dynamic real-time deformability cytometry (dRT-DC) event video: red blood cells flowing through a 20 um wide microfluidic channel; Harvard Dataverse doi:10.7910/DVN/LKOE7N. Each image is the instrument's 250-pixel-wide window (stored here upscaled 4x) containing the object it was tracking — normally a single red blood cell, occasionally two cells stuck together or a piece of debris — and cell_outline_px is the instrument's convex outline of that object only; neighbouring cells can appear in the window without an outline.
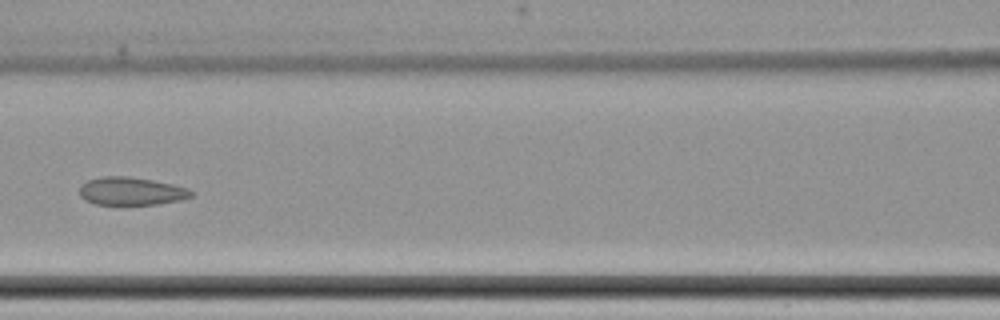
{"species": "common noctule bat (a hibernating species)", "species_latin": "Nyctalus noctula", "temperature_condition": "cold", "stored_images_in_passage": 12, "camera_frame_rate_fps": 3000, "um_per_image_px": 0.085, "animal": {"sex": "female", "body_mass_g": 22.7, "forearm_length_mm": 54.2}, "frame": {"image": 1, "passage_image": 4, "time_ms": 3.667, "image_size_px": [1000, 320], "cell_outline_px": [[196, 192], [192, 196], [184, 200], [156, 204], [96, 204], [84, 200], [80, 196], [80, 184], [88, 180], [100, 176], [128, 176], [152, 180], [172, 184], [188, 188]], "centroid_in_image_um": [11.17, 16.24], "position_along_channel_um": 155.4, "area_um2": 18.38}}
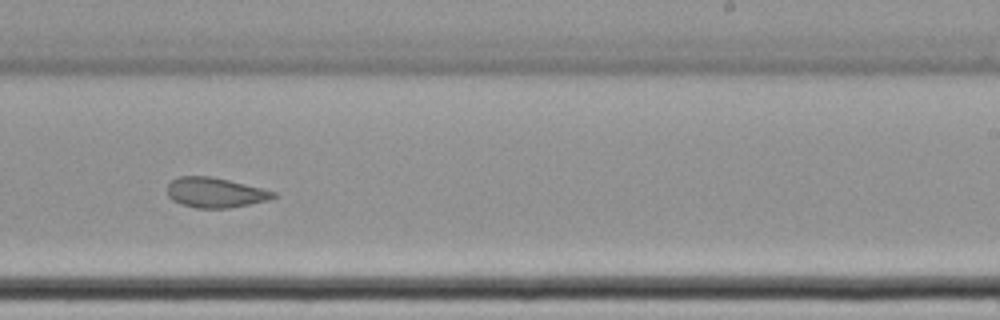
{"frame": {"image": 2, "passage_image": 7, "time_ms": 7.0, "image_size_px": [1000, 320], "cell_outline_px": [[276, 196], [268, 200], [228, 208], [196, 208], [180, 204], [172, 200], [168, 196], [168, 184], [172, 180], [180, 176], [212, 176], [276, 192]], "centroid_in_image_um": [18.25, 16.37], "position_along_channel_um": 270.7, "area_um2": 18.38}}
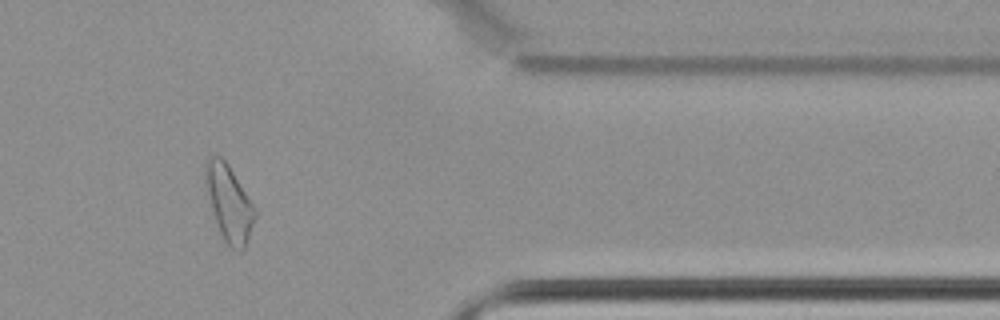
{"frame": {"image": 3, "passage_image": 10, "time_ms": 11.0, "image_size_px": [1000, 320], "cell_outline_px": [[256, 216], [244, 248], [240, 252], [236, 252], [224, 240], [220, 232], [212, 208], [204, 176], [204, 164], [208, 156], [220, 156], [228, 164], [256, 208]], "centroid_in_image_um": [19.48, 17.24], "position_along_channel_um": 391.9, "area_um2": 21.56}, "authors_computed_cell_mechanics": {"area_um2": 19.5942, "velocity_mm_per_s": 3.4624, "shape_relaxation_time_tau1_ms": null, "shape_relaxation_time_tau2_ms": 1.3838, "deformation_change_tau1": null, "deformation_change_tau2": 0.0815}}